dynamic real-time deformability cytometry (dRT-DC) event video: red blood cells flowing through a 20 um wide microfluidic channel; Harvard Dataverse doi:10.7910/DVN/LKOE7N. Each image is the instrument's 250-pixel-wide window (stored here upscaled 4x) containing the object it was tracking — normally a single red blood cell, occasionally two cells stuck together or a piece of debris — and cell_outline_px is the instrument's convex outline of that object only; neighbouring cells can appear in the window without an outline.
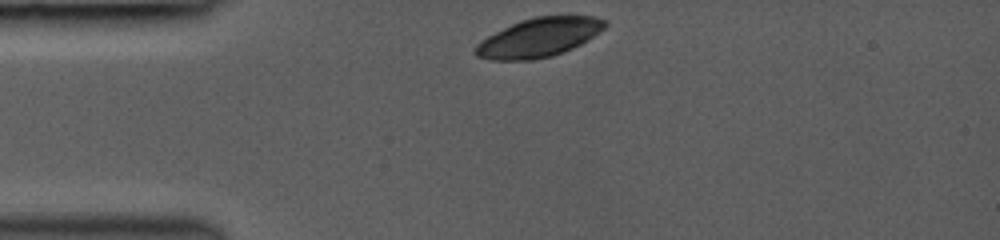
{"species": "common noctule bat (a hibernating species)", "species_latin": "Nyctalus noctula", "temperature_condition": "room temperature", "stored_images_in_passage": 11, "camera_frame_rate_fps": 3000, "um_per_image_px": 0.085, "animal": {"sex": "female", "body_mass_g": 19.0, "forearm_length_mm": 53.3}, "frame": {"image": 1, "passage_image": 1, "time_ms": 0.0, "image_size_px": [1000, 240], "cell_outline_px": [[608, 24], [600, 32], [588, 40], [572, 48], [552, 56], [532, 60], [492, 60], [476, 56], [472, 52], [476, 44], [480, 40], [520, 20], [536, 16], [596, 16], [608, 20]], "centroid_in_image_um": [45.81, 3.19], "position_along_channel_um": 39.2, "area_um2": 29.48}}
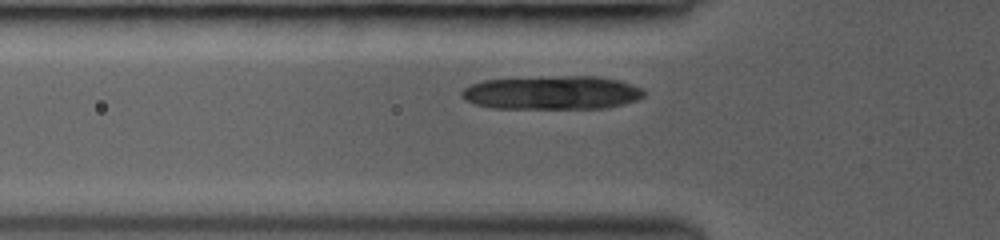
{"frame": {"image": 2, "passage_image": 5, "time_ms": 1.667, "image_size_px": [1000, 240], "cell_outline_px": [[644, 96], [636, 100], [624, 104], [604, 108], [492, 108], [476, 104], [464, 100], [460, 96], [460, 92], [464, 88], [472, 84], [484, 80], [560, 76], [596, 76], [620, 80], [632, 84], [640, 88], [644, 92]], "centroid_in_image_um": [46.92, 7.88], "position_along_channel_um": 78.9, "area_um2": 35.66}}